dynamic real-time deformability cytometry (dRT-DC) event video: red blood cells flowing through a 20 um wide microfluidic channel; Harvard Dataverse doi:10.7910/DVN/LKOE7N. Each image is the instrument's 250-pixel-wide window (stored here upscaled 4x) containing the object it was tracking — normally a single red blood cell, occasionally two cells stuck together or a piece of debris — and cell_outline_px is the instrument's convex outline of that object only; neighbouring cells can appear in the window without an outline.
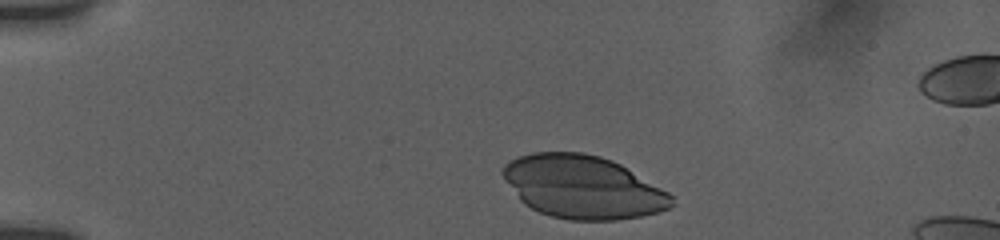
{"species": "human", "species_latin": "Homo sapiens", "temperature_condition": "room temperature", "stored_images_in_passage": 39, "camera_frame_rate_fps": 3000, "um_per_image_px": 0.085, "donor": {"sex": "female"}, "frame": {"image": 1, "passage_image": 2, "time_ms": 0.333, "image_size_px": [1000, 240], "cell_outline_px": [[672, 204], [668, 208], [660, 212], [640, 216], [616, 220], [568, 220], [552, 216], [540, 212], [524, 204], [520, 200], [500, 172], [504, 164], [520, 156], [532, 152], [584, 152], [600, 156], [612, 160], [620, 164], [668, 192], [672, 196]], "centroid_in_image_um": [49.52, 15.89], "position_along_channel_um": 35.5, "area_um2": 61.61}}